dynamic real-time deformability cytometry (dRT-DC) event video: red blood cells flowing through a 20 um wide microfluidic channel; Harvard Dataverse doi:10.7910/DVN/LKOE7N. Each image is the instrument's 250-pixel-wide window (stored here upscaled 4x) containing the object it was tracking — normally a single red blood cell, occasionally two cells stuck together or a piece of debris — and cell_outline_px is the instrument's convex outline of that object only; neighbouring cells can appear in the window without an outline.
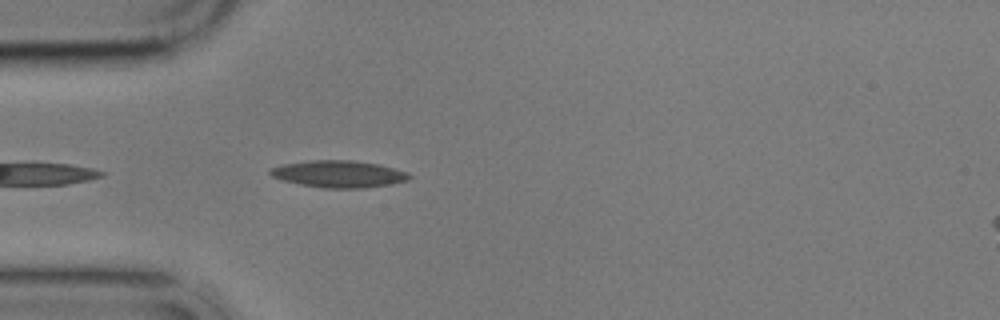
{"species": "common noctule bat (a hibernating species)", "species_latin": "Nyctalus noctula", "temperature_condition": "cold", "stored_images_in_passage": 5, "camera_frame_rate_fps": 3000, "um_per_image_px": 0.085, "animal": {"sex": "male", "body_mass_g": 17.9}, "frame": {"image": 1, "passage_image": 5, "time_ms": 4.667, "image_size_px": [1000, 320], "cell_outline_px": [[412, 176], [408, 180], [392, 184], [364, 188], [324, 188], [300, 184], [280, 180], [272, 176], [268, 172], [272, 168], [284, 164], [312, 160], [356, 160], [380, 164], [408, 172]], "centroid_in_image_um": [28.83, 14.79], "position_along_channel_um": 56.2, "area_um2": 21.96}}